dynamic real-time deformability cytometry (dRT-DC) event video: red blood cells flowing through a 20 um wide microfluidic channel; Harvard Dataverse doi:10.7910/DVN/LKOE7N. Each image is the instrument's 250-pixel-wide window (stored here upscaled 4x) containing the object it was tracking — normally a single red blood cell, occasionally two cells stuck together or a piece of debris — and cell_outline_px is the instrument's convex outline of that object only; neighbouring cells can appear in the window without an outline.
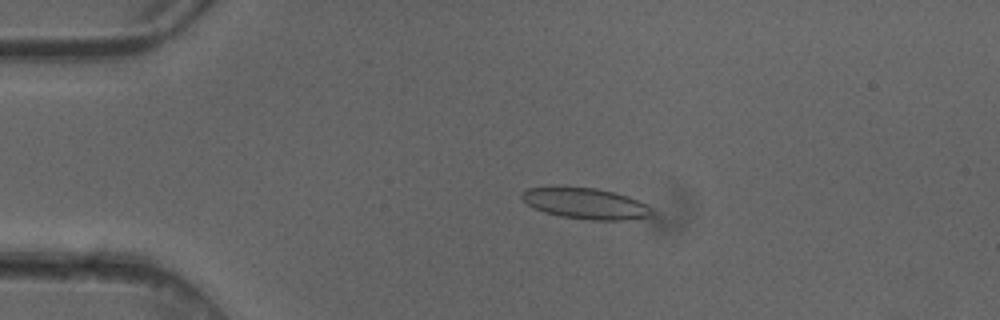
{"species": "common noctule bat (a hibernating species)", "species_latin": "Nyctalus noctula", "temperature_condition": "cold", "stored_images_in_passage": 3, "camera_frame_rate_fps": 3000, "um_per_image_px": 0.085, "animal": {"sex": "female"}, "frame": {"image": 1, "passage_image": 2, "time_ms": 0.333, "image_size_px": [1000, 320], "cell_outline_px": [[656, 212], [652, 216], [624, 220], [592, 220], [560, 216], [544, 212], [528, 204], [520, 196], [520, 192], [528, 188], [596, 188], [628, 196], [648, 204]], "centroid_in_image_um": [49.85, 17.32], "position_along_channel_um": 35.1, "area_um2": 23.24}}